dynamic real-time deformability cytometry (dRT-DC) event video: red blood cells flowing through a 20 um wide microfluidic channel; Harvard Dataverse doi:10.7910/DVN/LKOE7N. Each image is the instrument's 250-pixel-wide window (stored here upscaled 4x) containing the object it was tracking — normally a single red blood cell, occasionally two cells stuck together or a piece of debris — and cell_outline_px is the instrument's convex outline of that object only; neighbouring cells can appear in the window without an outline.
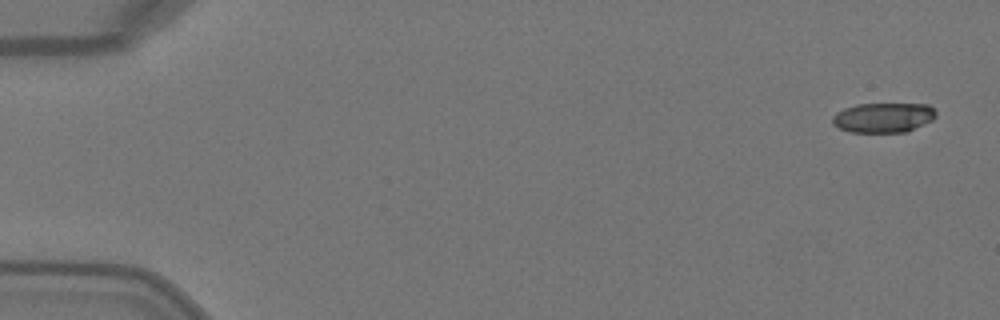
{"species": "Egyptian fruit bat (a non-hibernating species)", "species_latin": "Rousettus aegyptiacus", "temperature_condition": "warm", "stored_images_in_passage": 4, "camera_frame_rate_fps": 3000, "um_per_image_px": 0.085, "animal": {"sex": "female"}, "frame": {"image": 1, "passage_image": 1, "time_ms": 0.0, "image_size_px": [1000, 320], "cell_outline_px": [[936, 116], [932, 120], [904, 132], [848, 132], [832, 124], [832, 116], [836, 112], [844, 108], [856, 104], [928, 104], [936, 112]], "centroid_in_image_um": [75.04, 9.99], "position_along_channel_um": 10.0, "area_um2": 17.92}}